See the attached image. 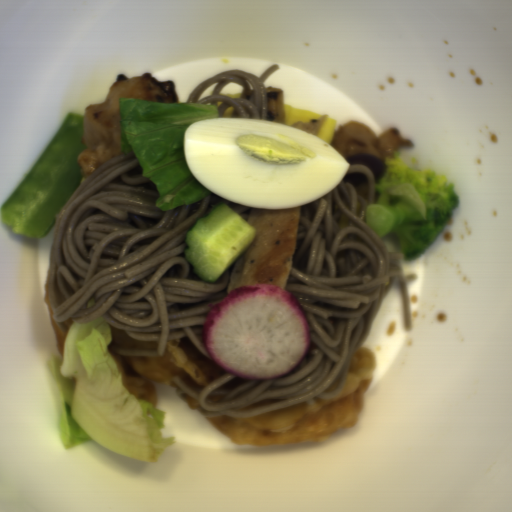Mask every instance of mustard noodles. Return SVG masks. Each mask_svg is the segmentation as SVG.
I'll return each instance as SVG.
<instances>
[{
    "label": "mustard noodles",
    "instance_id": "mustard-noodles-1",
    "mask_svg": "<svg viewBox=\"0 0 512 512\" xmlns=\"http://www.w3.org/2000/svg\"><path fill=\"white\" fill-rule=\"evenodd\" d=\"M156 182L135 154L112 157L73 192L55 220L46 288L52 317L66 334L73 320L101 317L155 349L109 344L118 355H163L185 337L206 357L207 315L227 295L231 265L214 283L198 279L186 259L187 235L198 218L226 203L247 222L251 207L211 193L170 210L156 206Z\"/></svg>",
    "mask_w": 512,
    "mask_h": 512
},
{
    "label": "mustard noodles",
    "instance_id": "mustard-noodles-2",
    "mask_svg": "<svg viewBox=\"0 0 512 512\" xmlns=\"http://www.w3.org/2000/svg\"><path fill=\"white\" fill-rule=\"evenodd\" d=\"M375 202V177L364 164H350L329 193L301 206L297 244L286 291L306 315L311 345L293 372L272 379L226 374L202 388L171 377L179 399L186 394L205 416L248 417L279 411L312 398H338L353 356L366 344L373 320L392 283L398 285L405 332L413 329L408 281L389 250L367 224Z\"/></svg>",
    "mask_w": 512,
    "mask_h": 512
},
{
    "label": "mustard noodles",
    "instance_id": "mustard-noodles-3",
    "mask_svg": "<svg viewBox=\"0 0 512 512\" xmlns=\"http://www.w3.org/2000/svg\"><path fill=\"white\" fill-rule=\"evenodd\" d=\"M278 69V63H273L260 76L240 69L224 70L198 84L185 103L218 106L220 117L268 121L265 81Z\"/></svg>",
    "mask_w": 512,
    "mask_h": 512
}]
</instances>
